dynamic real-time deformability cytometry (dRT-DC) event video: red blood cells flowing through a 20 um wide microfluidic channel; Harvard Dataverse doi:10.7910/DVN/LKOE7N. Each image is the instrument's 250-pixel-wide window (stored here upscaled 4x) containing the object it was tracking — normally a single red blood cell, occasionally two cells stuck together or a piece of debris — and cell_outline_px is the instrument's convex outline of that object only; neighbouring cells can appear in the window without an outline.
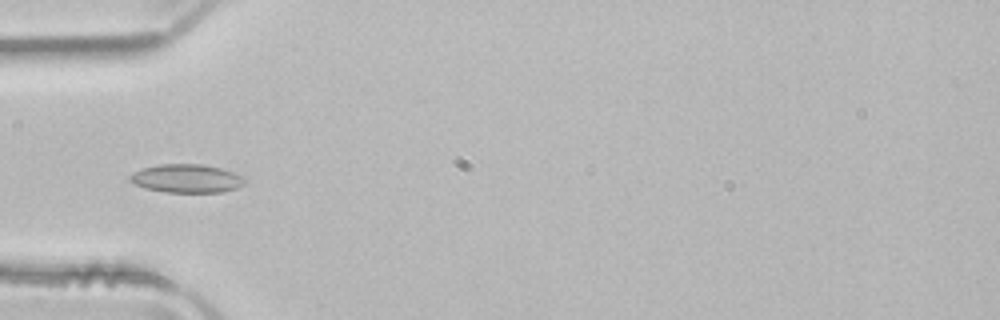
{"species": "common noctule bat (a hibernating species)", "species_latin": "Nyctalus noctula", "temperature_condition": "room temperature", "stored_images_in_passage": 52, "camera_frame_rate_fps": 3000, "um_per_image_px": 0.085, "animal": {"sex": "male", "body_mass_g": 21.5, "forearm_length_mm": 52.0}, "frame": {"image": 1, "passage_image": 17, "time_ms": 5.333, "image_size_px": [1000, 320], "cell_outline_px": [[244, 184], [236, 188], [220, 192], [164, 192], [144, 188], [128, 180], [128, 176], [144, 168], [160, 164], [200, 164], [220, 168], [232, 172], [240, 176], [244, 180]], "centroid_in_image_um": [15.83, 15.17], "position_along_channel_um": 69.2, "area_um2": 18.73}}
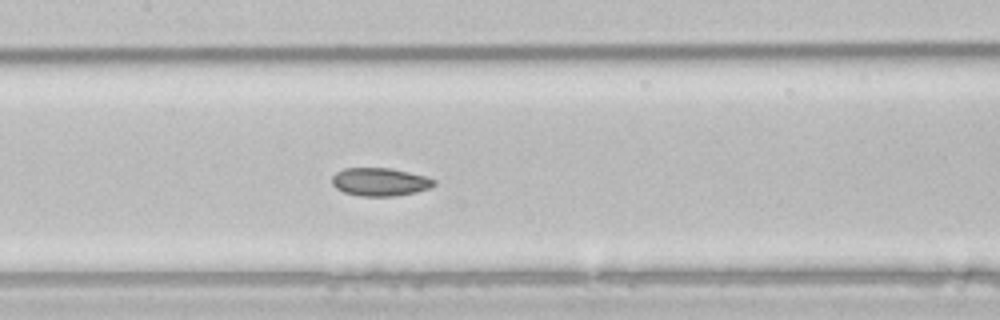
{"frame": {"image": 2, "passage_image": 25, "time_ms": 8.0, "image_size_px": [1000, 320], "cell_outline_px": [[436, 184], [428, 188], [416, 192], [396, 196], [360, 196], [344, 192], [336, 188], [332, 184], [332, 176], [336, 172], [344, 168], [392, 168], [424, 176], [436, 180]], "centroid_in_image_um": [32.28, 15.46], "position_along_channel_um": 175.1, "area_um2": 16.7}}
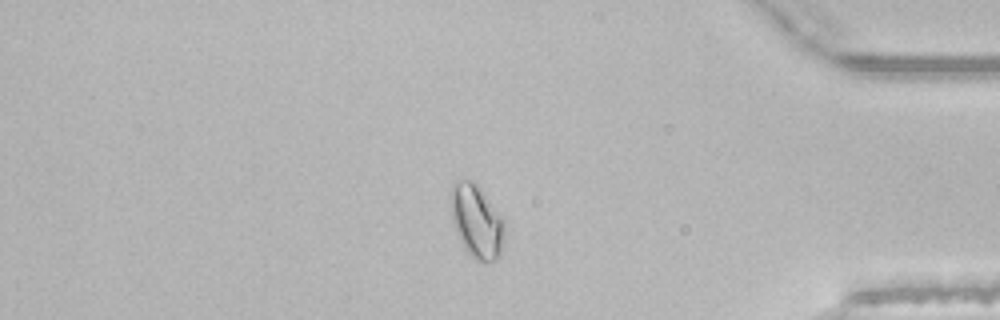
{"frame": {"image": 3, "passage_image": 44, "time_ms": 14.333, "image_size_px": [1000, 320], "cell_outline_px": [[504, 228], [500, 256], [496, 260], [484, 264], [476, 260], [464, 248], [456, 232], [452, 220], [448, 196], [452, 184], [456, 180], [476, 180], [504, 220]], "centroid_in_image_um": [40.48, 18.77], "position_along_channel_um": 394.7, "area_um2": 23.52}, "authors_computed_cell_mechanics": {"area_um2": 19.074, "velocity_mm_per_s": 3.9532, "shape_relaxation_time_tau1_ms": null, "shape_relaxation_time_tau2_ms": 2.4762, "deformation_change_tau1": null, "deformation_change_tau2": 0.0621}}